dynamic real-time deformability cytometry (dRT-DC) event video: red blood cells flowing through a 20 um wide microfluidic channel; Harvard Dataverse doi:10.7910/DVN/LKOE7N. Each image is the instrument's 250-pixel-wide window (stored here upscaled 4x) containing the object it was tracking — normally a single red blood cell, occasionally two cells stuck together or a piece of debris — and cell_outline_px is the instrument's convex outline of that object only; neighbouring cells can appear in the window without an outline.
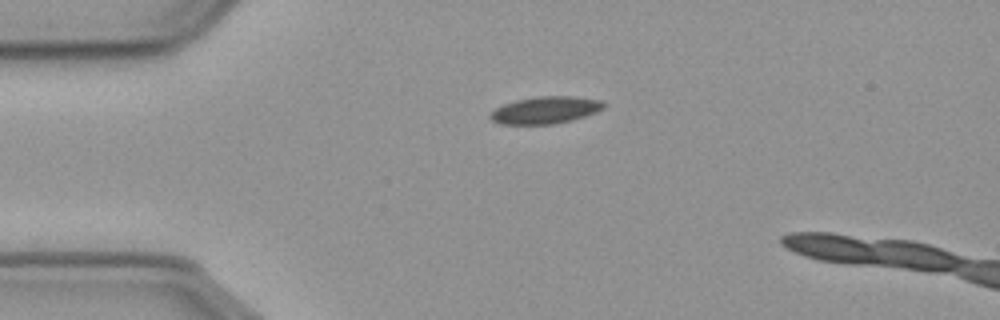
{"species": "common noctule bat (a hibernating species)", "species_latin": "Nyctalus noctula", "temperature_condition": "cold", "stored_images_in_passage": 5, "camera_frame_rate_fps": 3000, "um_per_image_px": 0.085, "animal": {"sex": "male", "body_mass_g": 23.1, "forearm_length_mm": 52.7}, "frame": {"image": 1, "passage_image": 1, "time_ms": 0.0, "image_size_px": [1000, 320], "cell_outline_px": [[604, 108], [596, 112], [572, 120], [552, 124], [500, 124], [492, 120], [488, 116], [496, 108], [504, 104], [516, 100], [540, 96], [572, 96], [600, 100], [604, 104]], "centroid_in_image_um": [46.35, 9.36], "position_along_channel_um": 38.7, "area_um2": 17.74}}